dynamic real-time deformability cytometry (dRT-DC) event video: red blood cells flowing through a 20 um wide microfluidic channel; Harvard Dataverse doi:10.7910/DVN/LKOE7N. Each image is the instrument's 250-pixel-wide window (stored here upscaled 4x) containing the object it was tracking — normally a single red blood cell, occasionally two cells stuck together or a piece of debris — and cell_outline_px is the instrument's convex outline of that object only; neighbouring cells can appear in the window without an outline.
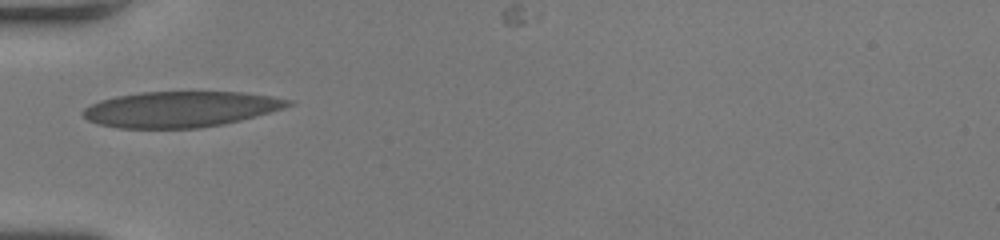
{"species": "human", "species_latin": "Homo sapiens", "temperature_condition": "room temperature", "stored_images_in_passage": 32, "camera_frame_rate_fps": 3000, "um_per_image_px": 0.085, "donor": {"sex": "female"}, "frame": {"image": 1, "passage_image": 1, "time_ms": 0.0, "image_size_px": [1000, 240], "cell_outline_px": [[296, 104], [284, 108], [256, 116], [224, 124], [200, 128], [116, 128], [100, 124], [88, 120], [80, 112], [84, 108], [100, 100], [116, 96], [140, 92], [244, 92], [272, 96], [296, 100]], "centroid_in_image_um": [15.39, 9.28], "position_along_channel_um": 69.6, "area_um2": 43.0}}
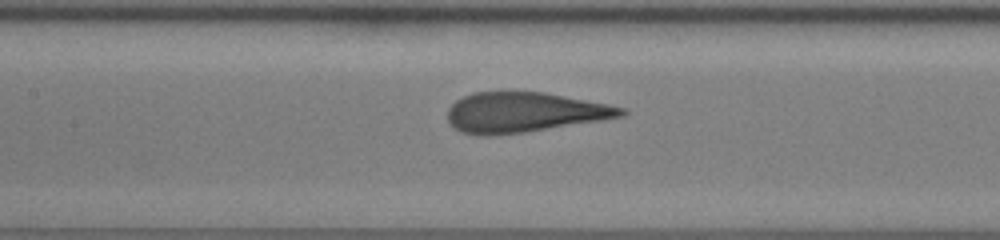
{"frame": {"image": 2, "passage_image": 8, "time_ms": 2.333, "image_size_px": [1000, 240], "cell_outline_px": [[628, 112], [624, 116], [604, 120], [524, 132], [484, 136], [480, 136], [460, 132], [448, 120], [448, 108], [456, 100], [472, 92], [544, 92], [608, 104], [624, 108]], "centroid_in_image_um": [44.57, 9.55], "position_along_channel_um": 162.8, "area_um2": 40.4}}
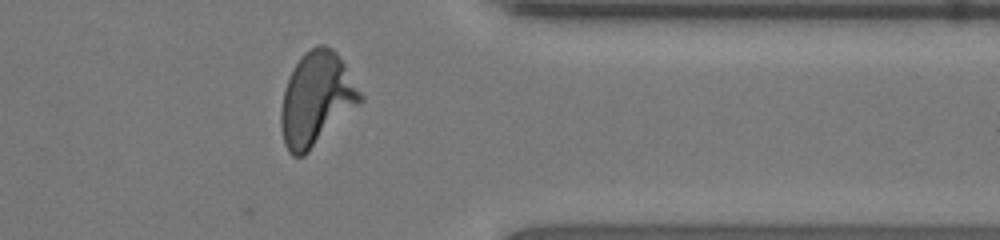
{"frame": {"image": 3, "passage_image": 25, "time_ms": 8.0, "image_size_px": [1000, 240], "cell_outline_px": [[364, 100], [304, 156], [292, 156], [288, 152], [284, 144], [280, 124], [280, 112], [284, 88], [292, 68], [300, 56], [304, 52], [316, 44], [324, 44], [332, 48], [336, 52], [344, 64], [364, 96]], "centroid_in_image_um": [26.87, 8.41], "position_along_channel_um": 384.5, "area_um2": 43.35}}